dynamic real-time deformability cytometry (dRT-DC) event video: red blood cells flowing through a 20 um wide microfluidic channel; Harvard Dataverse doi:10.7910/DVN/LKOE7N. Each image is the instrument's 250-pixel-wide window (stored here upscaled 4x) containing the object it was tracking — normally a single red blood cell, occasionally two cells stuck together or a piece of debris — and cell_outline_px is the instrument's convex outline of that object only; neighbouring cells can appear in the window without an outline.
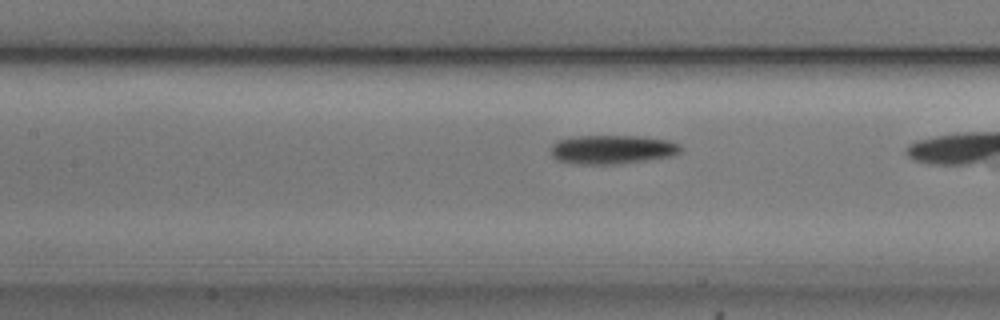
{"species": "common noctule bat (a hibernating species)", "species_latin": "Nyctalus noctula", "temperature_condition": "cold", "stored_images_in_passage": 25, "camera_frame_rate_fps": 3000, "um_per_image_px": 0.085, "animal": {"sex": "male", "body_mass_g": 20.5, "forearm_length_mm": 52.5}, "frame": {"image": 1, "passage_image": 22, "time_ms": 7.0, "image_size_px": [1000, 320], "cell_outline_px": [[684, 148], [676, 156], [620, 164], [576, 164], [556, 160], [552, 156], [552, 144], [556, 140], [580, 136], [640, 136], [668, 140], [680, 144]], "centroid_in_image_um": [52.09, 12.71], "position_along_channel_um": 155.3, "area_um2": 22.2}}